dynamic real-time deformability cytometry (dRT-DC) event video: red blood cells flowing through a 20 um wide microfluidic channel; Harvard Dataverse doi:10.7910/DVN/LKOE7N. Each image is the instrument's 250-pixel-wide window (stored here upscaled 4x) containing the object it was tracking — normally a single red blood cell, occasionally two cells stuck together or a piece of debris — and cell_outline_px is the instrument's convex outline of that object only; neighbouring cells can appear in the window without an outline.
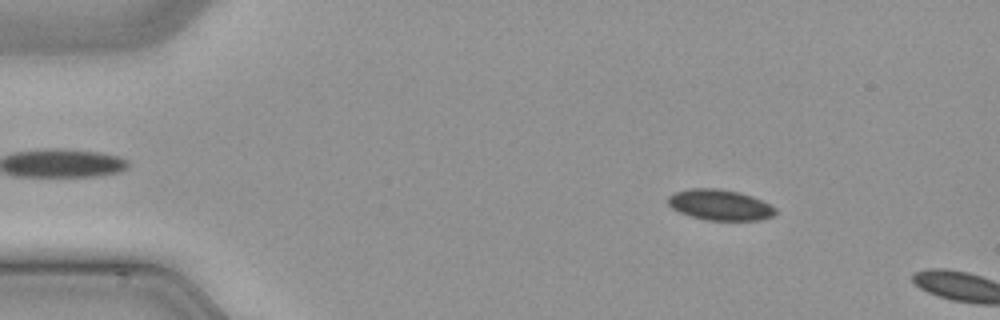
{"species": "common noctule bat (a hibernating species)", "species_latin": "Nyctalus noctula", "temperature_condition": "cold", "stored_images_in_passage": 9, "camera_frame_rate_fps": 3000, "um_per_image_px": 0.085, "animal": {"sex": "male", "body_mass_g": 21.5, "forearm_length_mm": 52.0}, "frame": {"image": 1, "passage_image": 7, "time_ms": 2.0, "image_size_px": [1000, 320], "cell_outline_px": [[776, 212], [772, 216], [760, 220], [704, 220], [680, 212], [672, 208], [668, 204], [668, 196], [676, 192], [688, 188], [716, 188], [740, 192], [752, 196], [776, 208]], "centroid_in_image_um": [61.18, 17.41], "position_along_channel_um": 23.8, "area_um2": 19.13}}